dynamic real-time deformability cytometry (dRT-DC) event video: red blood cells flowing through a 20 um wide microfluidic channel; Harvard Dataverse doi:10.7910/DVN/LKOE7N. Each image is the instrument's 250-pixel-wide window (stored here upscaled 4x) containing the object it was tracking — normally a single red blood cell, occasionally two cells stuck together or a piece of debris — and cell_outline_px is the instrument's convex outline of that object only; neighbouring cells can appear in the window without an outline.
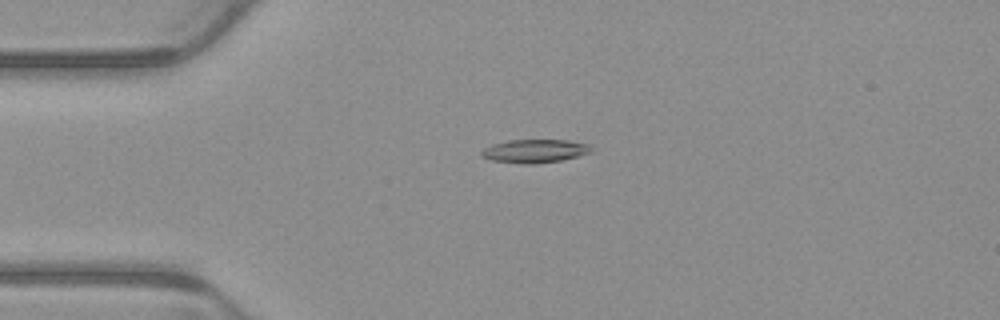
{"species": "common noctule bat (a hibernating species)", "species_latin": "Nyctalus noctula", "temperature_condition": "warm", "stored_images_in_passage": 7, "camera_frame_rate_fps": 3000, "um_per_image_px": 0.085, "animal": {"sex": "male", "body_mass_g": 23.1, "forearm_length_mm": 52.7}, "frame": {"image": 1, "passage_image": 4, "time_ms": 1.0, "image_size_px": [1000, 320], "cell_outline_px": [[596, 152], [560, 160], [532, 164], [528, 164], [492, 160], [480, 156], [480, 152], [484, 148], [492, 144], [508, 140], [568, 140], [592, 144]], "centroid_in_image_um": [45.53, 12.82], "position_along_channel_um": 39.5, "area_um2": 15.14}}
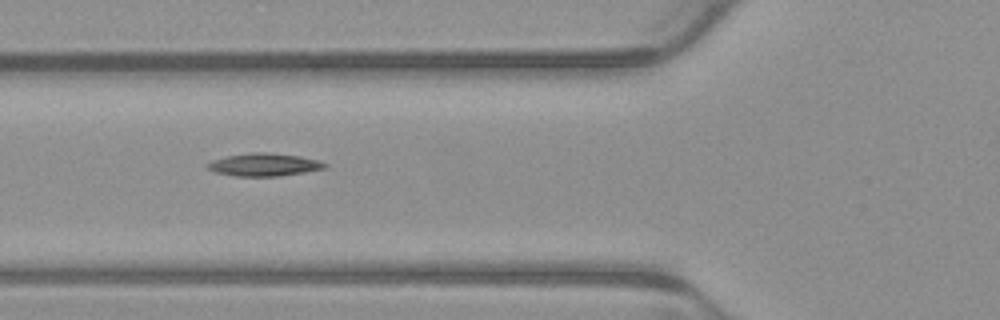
{"frame": {"image": 2, "passage_image": 6, "time_ms": 1.667, "image_size_px": [1000, 320], "cell_outline_px": [[328, 164], [324, 168], [304, 172], [280, 176], [236, 176], [216, 172], [208, 168], [204, 164], [212, 160], [228, 156], [252, 152], [268, 152], [300, 156], [316, 160]], "centroid_in_image_um": [22.42, 13.99], "position_along_channel_um": 103.4, "area_um2": 15.43}}
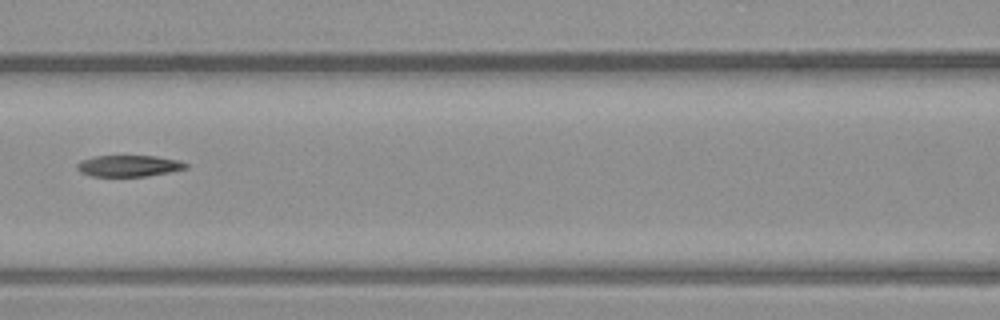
{"frame": {"image": 3, "passage_image": 7, "time_ms": 2.0, "image_size_px": [1000, 320], "cell_outline_px": [[188, 168], [148, 176], [92, 176], [80, 172], [76, 168], [76, 164], [80, 160], [96, 156], [156, 156], [180, 160], [188, 164]], "centroid_in_image_um": [10.95, 14.09], "position_along_channel_um": 155.7, "area_um2": 13.58}}